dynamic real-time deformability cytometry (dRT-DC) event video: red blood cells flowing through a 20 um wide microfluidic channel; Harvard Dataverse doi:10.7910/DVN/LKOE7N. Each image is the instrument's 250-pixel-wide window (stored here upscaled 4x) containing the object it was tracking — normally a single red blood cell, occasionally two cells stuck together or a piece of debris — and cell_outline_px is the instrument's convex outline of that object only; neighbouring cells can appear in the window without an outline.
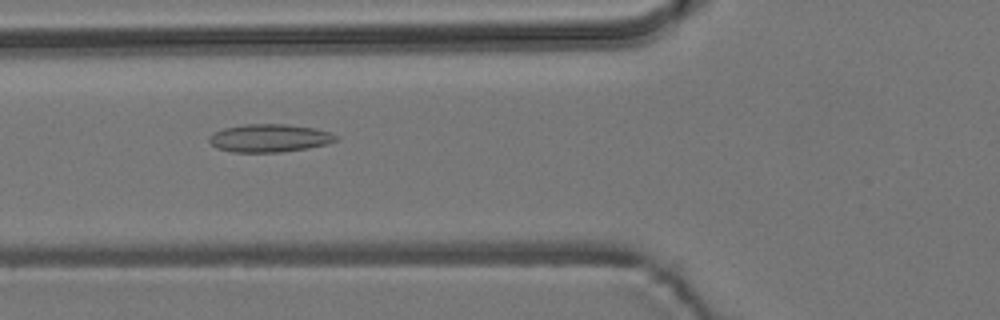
{"species": "common noctule bat (a hibernating species)", "species_latin": "Nyctalus noctula", "temperature_condition": "room temperature", "stored_images_in_passage": 7, "camera_frame_rate_fps": 3000, "um_per_image_px": 0.085, "animal": {"sex": "male", "body_mass_g": 19.2, "forearm_length_mm": 51.8}, "frame": {"image": 1, "passage_image": 5, "time_ms": 5.333, "image_size_px": [1000, 320], "cell_outline_px": [[340, 140], [308, 148], [280, 152], [232, 152], [216, 148], [208, 140], [208, 136], [212, 132], [224, 128], [244, 124], [288, 124], [316, 128], [328, 132], [336, 136]], "centroid_in_image_um": [22.86, 11.73], "position_along_channel_um": 102.9, "area_um2": 20.75}}
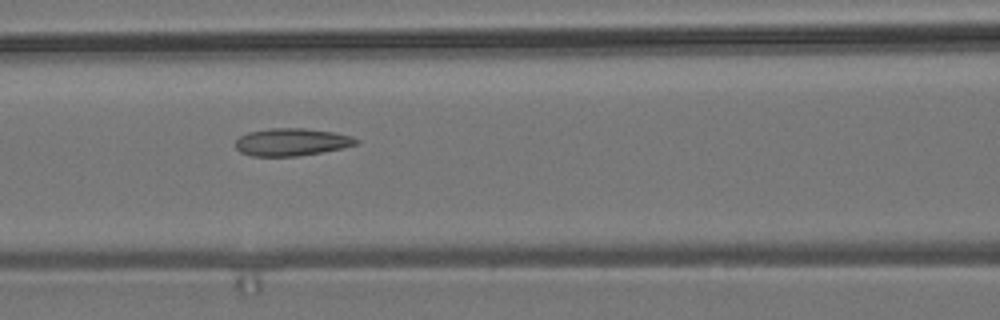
{"frame": {"image": 2, "passage_image": 6, "time_ms": 6.333, "image_size_px": [1000, 320], "cell_outline_px": [[360, 144], [344, 148], [300, 156], [252, 156], [240, 152], [236, 148], [236, 140], [240, 136], [248, 132], [268, 128], [304, 128], [332, 132], [352, 136], [360, 140]], "centroid_in_image_um": [24.82, 12.07], "position_along_channel_um": 141.8, "area_um2": 19.54}}
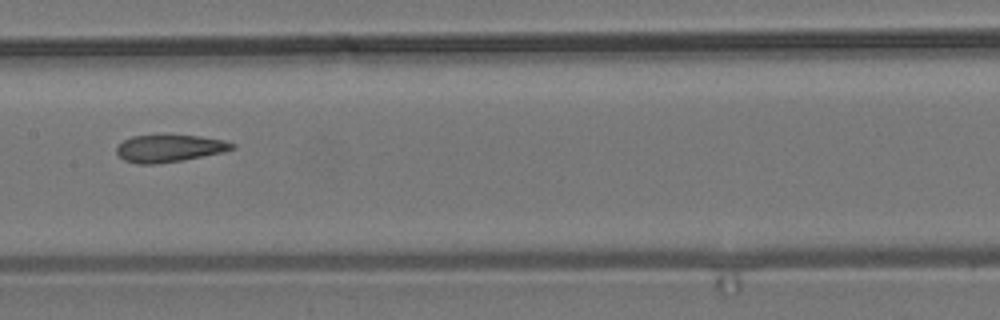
{"frame": {"image": 3, "passage_image": 7, "time_ms": 7.667, "image_size_px": [1000, 320], "cell_outline_px": [[236, 148], [224, 152], [180, 160], [156, 164], [140, 164], [124, 160], [116, 152], [116, 148], [124, 140], [132, 136], [200, 136], [224, 140], [236, 144]], "centroid_in_image_um": [14.43, 12.61], "position_along_channel_um": 193.0, "area_um2": 18.03}}